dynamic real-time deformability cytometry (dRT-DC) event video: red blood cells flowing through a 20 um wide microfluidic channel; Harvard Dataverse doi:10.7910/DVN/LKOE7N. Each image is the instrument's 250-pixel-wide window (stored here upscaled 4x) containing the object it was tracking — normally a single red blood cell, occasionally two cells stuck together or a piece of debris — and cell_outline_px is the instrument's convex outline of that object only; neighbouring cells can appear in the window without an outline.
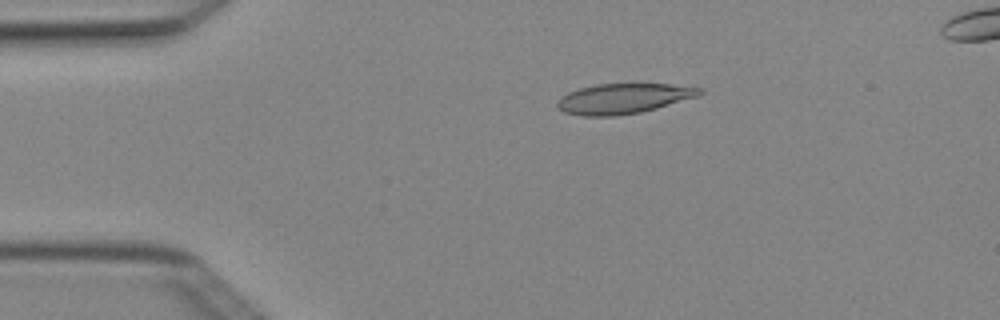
{"species": "Egyptian fruit bat (a non-hibernating species)", "species_latin": "Rousettus aegyptiacus", "temperature_condition": "cold", "stored_images_in_passage": 5, "camera_frame_rate_fps": 3000, "um_per_image_px": 0.085, "animal": {"sex": "female"}, "frame": {"image": 1, "passage_image": 3, "time_ms": 0.667, "image_size_px": [1000, 320], "cell_outline_px": [[704, 92], [700, 96], [656, 108], [640, 112], [616, 116], [580, 116], [564, 112], [556, 104], [556, 100], [560, 96], [568, 92], [580, 88], [596, 84], [672, 84], [704, 88]], "centroid_in_image_um": [53.0, 8.37], "position_along_channel_um": 32.0, "area_um2": 25.2}}